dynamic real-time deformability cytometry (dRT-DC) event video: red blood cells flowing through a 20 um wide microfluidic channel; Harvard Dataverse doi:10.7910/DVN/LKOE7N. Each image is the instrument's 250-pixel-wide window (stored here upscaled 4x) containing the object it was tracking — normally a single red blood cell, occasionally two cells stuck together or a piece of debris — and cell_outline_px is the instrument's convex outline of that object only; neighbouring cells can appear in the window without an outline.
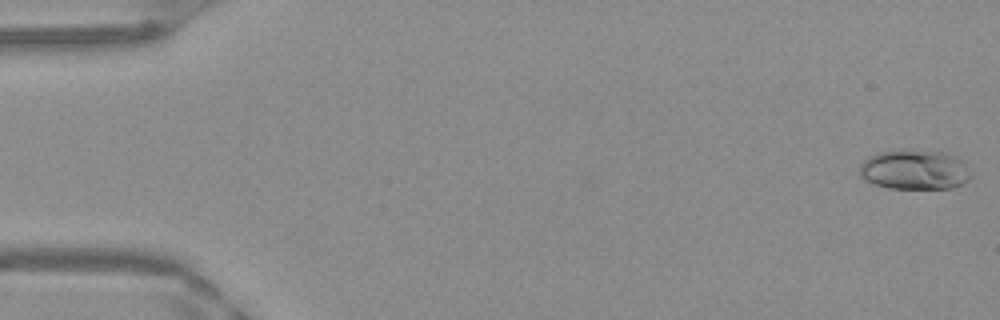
{"species": "Egyptian fruit bat (a non-hibernating species)", "species_latin": "Rousettus aegyptiacus", "temperature_condition": "warm", "stored_images_in_passage": 51, "camera_frame_rate_fps": 3000, "um_per_image_px": 0.085, "frame": {"image": 1, "passage_image": 1, "time_ms": 0.0, "image_size_px": [1000, 320], "cell_outline_px": [[972, 176], [968, 180], [952, 188], [888, 188], [864, 180], [860, 176], [860, 164], [868, 156], [876, 152], [900, 148], [912, 148], [944, 152], [956, 156], [960, 160]], "centroid_in_image_um": [77.68, 14.38], "position_along_channel_um": 7.3, "area_um2": 26.24}}
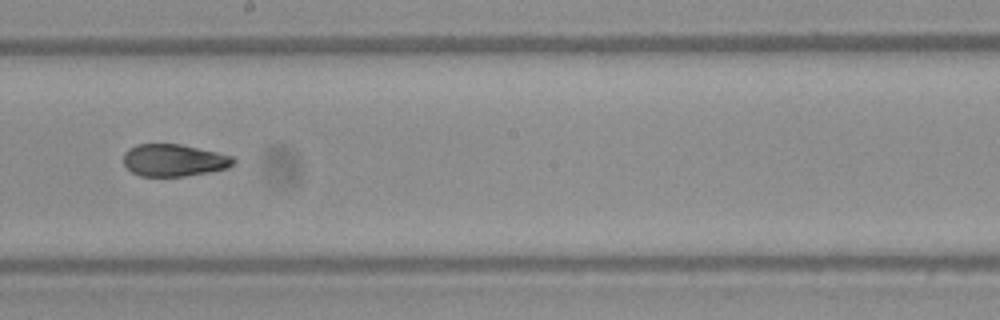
{"frame": {"image": 2, "passage_image": 29, "time_ms": 9.333, "image_size_px": [1000, 320], "cell_outline_px": [[236, 160], [228, 168], [208, 172], [184, 176], [140, 176], [132, 172], [124, 164], [124, 152], [128, 148], [136, 144], [180, 144], [216, 152], [232, 156]], "centroid_in_image_um": [14.76, 13.62], "position_along_channel_um": 233.4, "area_um2": 20.52}}
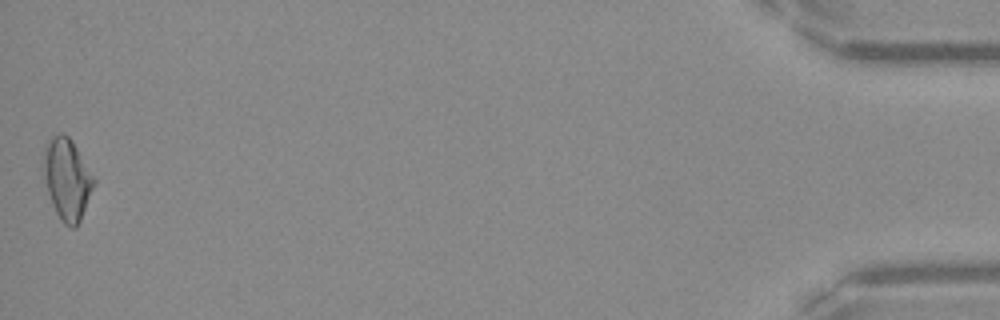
{"frame": {"image": 3, "passage_image": 51, "time_ms": 16.667, "image_size_px": [1000, 320], "cell_outline_px": [[96, 180], [80, 220], [76, 228], [72, 228], [64, 224], [60, 220], [52, 204], [48, 192], [44, 176], [44, 144], [52, 136], [60, 132], [64, 132], [72, 140]], "centroid_in_image_um": [5.69, 15.2], "position_along_channel_um": 429.5, "area_um2": 23.7}, "authors_computed_cell_mechanics": {"area_um2": 21.7906, "velocity_mm_per_s": 3.9758, "shape_relaxation_time_tau1_ms": 8.0088, "shape_relaxation_time_tau2_ms": 2.5598, "deformation_change_tau1": 0.1968, "deformation_change_tau2": 0.0785}}